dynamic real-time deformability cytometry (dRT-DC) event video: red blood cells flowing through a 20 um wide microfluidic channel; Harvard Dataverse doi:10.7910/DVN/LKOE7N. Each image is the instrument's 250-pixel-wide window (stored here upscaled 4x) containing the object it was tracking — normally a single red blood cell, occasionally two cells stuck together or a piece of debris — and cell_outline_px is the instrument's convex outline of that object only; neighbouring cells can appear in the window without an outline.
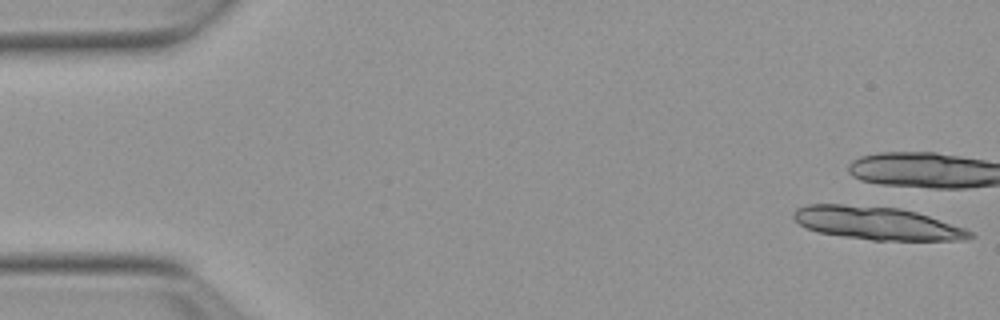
{"species": "Egyptian fruit bat (a non-hibernating species)", "species_latin": "Rousettus aegyptiacus", "temperature_condition": "warm", "stored_images_in_passage": 4, "camera_frame_rate_fps": 3000, "um_per_image_px": 0.085, "animal": {"sex": "female"}, "frame": {"image": 1, "passage_image": 1, "time_ms": 0.0, "image_size_px": [1000, 320], "cell_outline_px": [[976, 236], [964, 240], [872, 240], [844, 236], [820, 232], [808, 228], [800, 224], [792, 216], [792, 212], [796, 208], [808, 204], [844, 204], [900, 208], [916, 212], [964, 228], [972, 232]], "centroid_in_image_um": [74.53, 18.96], "position_along_channel_um": 10.5, "area_um2": 33.64}}